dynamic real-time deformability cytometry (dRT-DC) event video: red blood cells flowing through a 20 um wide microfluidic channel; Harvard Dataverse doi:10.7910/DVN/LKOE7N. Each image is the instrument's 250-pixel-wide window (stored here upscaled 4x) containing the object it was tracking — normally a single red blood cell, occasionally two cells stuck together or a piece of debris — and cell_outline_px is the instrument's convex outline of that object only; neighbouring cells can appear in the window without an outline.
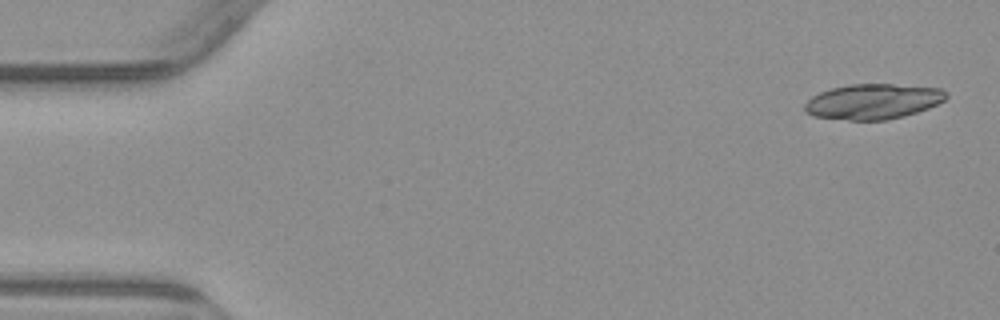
{"species": "common noctule bat (a hibernating species)", "species_latin": "Nyctalus noctula", "temperature_condition": "warm", "stored_images_in_passage": 5, "camera_frame_rate_fps": 3000, "um_per_image_px": 0.085, "animal": {"sex": "male", "body_mass_g": 23.1, "forearm_length_mm": 52.7}, "frame": {"image": 1, "passage_image": 1, "time_ms": 0.0, "image_size_px": [1000, 320], "cell_outline_px": [[948, 96], [944, 100], [928, 108], [904, 116], [888, 120], [848, 120], [812, 116], [804, 112], [804, 104], [812, 96], [820, 92], [832, 88], [848, 84], [892, 84], [940, 88], [948, 92]], "centroid_in_image_um": [74.19, 8.63], "position_along_channel_um": 10.8, "area_um2": 29.19}}
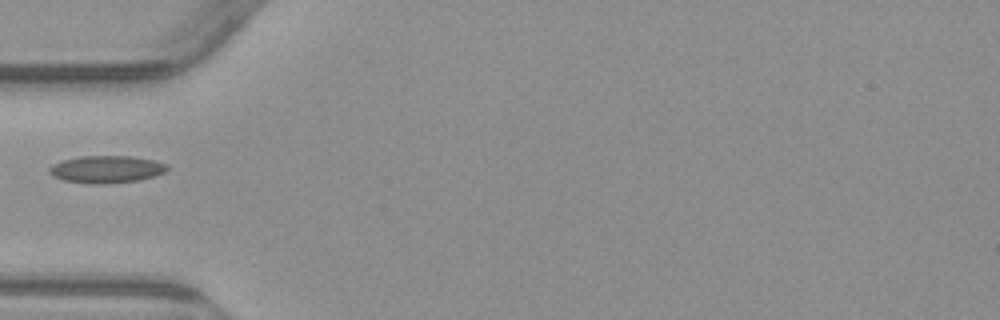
{"frame": {"image": 2, "passage_image": 5, "time_ms": 5.333, "image_size_px": [1000, 320], "cell_outline_px": [[168, 168], [164, 172], [156, 176], [140, 180], [104, 184], [92, 184], [64, 180], [52, 176], [48, 172], [48, 168], [52, 164], [64, 160], [80, 156], [132, 156], [152, 160], [168, 164]], "centroid_in_image_um": [9.04, 14.39], "position_along_channel_um": 76.0, "area_um2": 18.84}}